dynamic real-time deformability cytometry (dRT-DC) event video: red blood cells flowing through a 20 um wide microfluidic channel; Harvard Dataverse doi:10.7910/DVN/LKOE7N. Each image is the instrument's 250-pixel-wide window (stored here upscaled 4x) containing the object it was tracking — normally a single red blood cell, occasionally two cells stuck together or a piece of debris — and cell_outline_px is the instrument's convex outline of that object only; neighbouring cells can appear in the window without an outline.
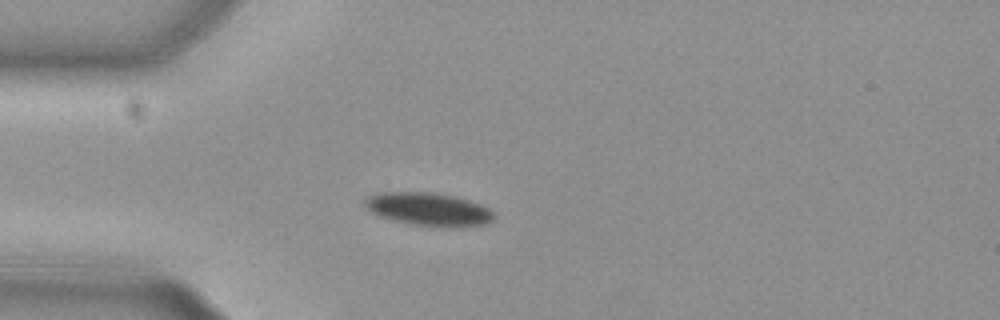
{"species": "common noctule bat (a hibernating species)", "species_latin": "Nyctalus noctula", "temperature_condition": "cold", "stored_images_in_passage": 54, "camera_frame_rate_fps": 3000, "um_per_image_px": 0.085, "animal": {"sex": "female", "body_mass_g": 29.2, "forearm_length_mm": 56.3}, "frame": {"image": 1, "passage_image": 14, "time_ms": 4.333, "image_size_px": [1000, 320], "cell_outline_px": [[492, 220], [484, 224], [456, 228], [436, 228], [412, 224], [380, 216], [364, 208], [364, 200], [368, 196], [376, 192], [436, 192], [468, 200], [480, 204], [488, 208], [492, 212]], "centroid_in_image_um": [36.39, 17.79], "position_along_channel_um": 48.6, "area_um2": 25.09}}
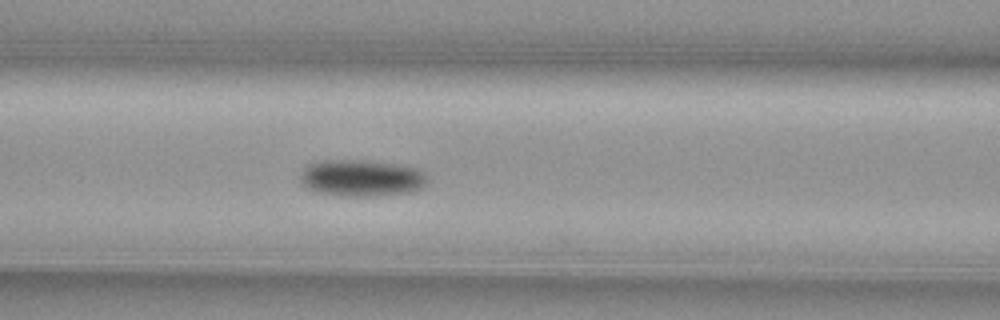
{"frame": {"image": 2, "passage_image": 22, "time_ms": 7.0, "image_size_px": [1000, 320], "cell_outline_px": [[428, 180], [420, 188], [408, 192], [372, 196], [344, 196], [316, 192], [308, 188], [300, 180], [300, 176], [304, 168], [308, 164], [324, 160], [364, 160], [420, 168], [428, 176]], "centroid_in_image_um": [30.73, 15.13], "position_along_channel_um": 135.9, "area_um2": 27.05}}
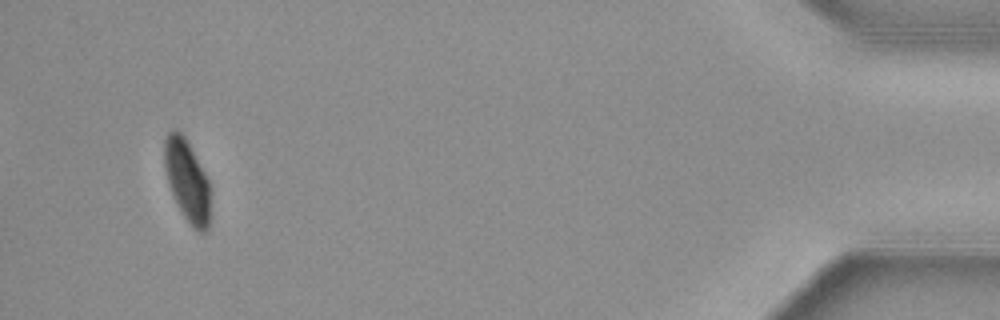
{"frame": {"image": 3, "passage_image": 51, "time_ms": 16.667, "image_size_px": [1000, 320], "cell_outline_px": [[212, 192], [208, 228], [204, 232], [200, 232], [192, 228], [184, 216], [168, 184], [164, 168], [164, 140], [168, 132], [180, 132], [184, 136], [204, 172], [208, 180]], "centroid_in_image_um": [15.93, 15.4], "position_along_channel_um": 419.3, "area_um2": 21.79}}